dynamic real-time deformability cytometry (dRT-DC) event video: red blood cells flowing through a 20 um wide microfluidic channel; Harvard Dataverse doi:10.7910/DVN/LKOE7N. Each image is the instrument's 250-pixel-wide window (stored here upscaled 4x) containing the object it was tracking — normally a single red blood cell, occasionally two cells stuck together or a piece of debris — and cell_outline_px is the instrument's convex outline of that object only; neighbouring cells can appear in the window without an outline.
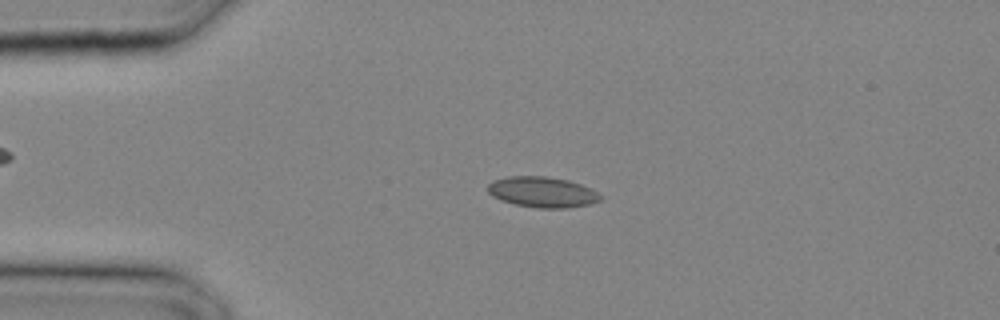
{"species": "common noctule bat (a hibernating species)", "species_latin": "Nyctalus noctula", "temperature_condition": "cold", "stored_images_in_passage": 28, "camera_frame_rate_fps": 3000, "um_per_image_px": 0.085, "animal": {"sex": "male", "body_mass_g": 20.4}, "frame": {"image": 1, "passage_image": 5, "time_ms": 1.333, "image_size_px": [1000, 320], "cell_outline_px": [[604, 200], [588, 204], [568, 208], [536, 208], [516, 204], [500, 200], [492, 196], [488, 192], [488, 184], [492, 180], [508, 176], [548, 176], [568, 180], [592, 188], [604, 196]], "centroid_in_image_um": [46.13, 16.32], "position_along_channel_um": 38.9, "area_um2": 20.4}}
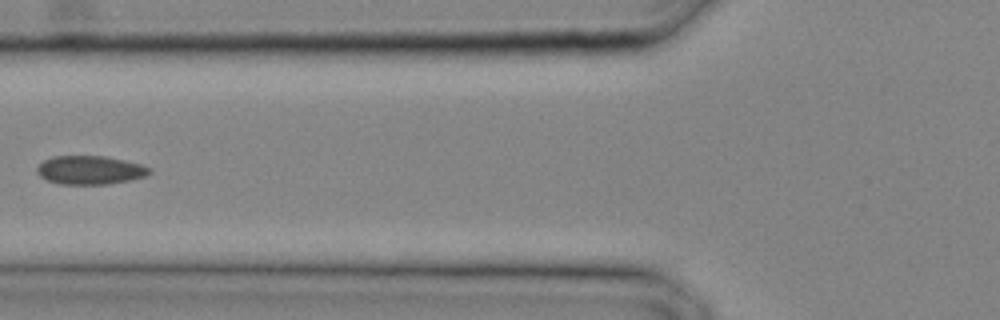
{"frame": {"image": 2, "passage_image": 10, "time_ms": 3.0, "image_size_px": [1000, 320], "cell_outline_px": [[152, 172], [144, 176], [128, 180], [108, 184], [60, 184], [48, 180], [40, 176], [36, 172], [36, 168], [44, 160], [52, 156], [104, 156], [124, 160], [140, 164], [152, 168]], "centroid_in_image_um": [7.64, 14.45], "position_along_channel_um": 118.2, "area_um2": 18.67}}
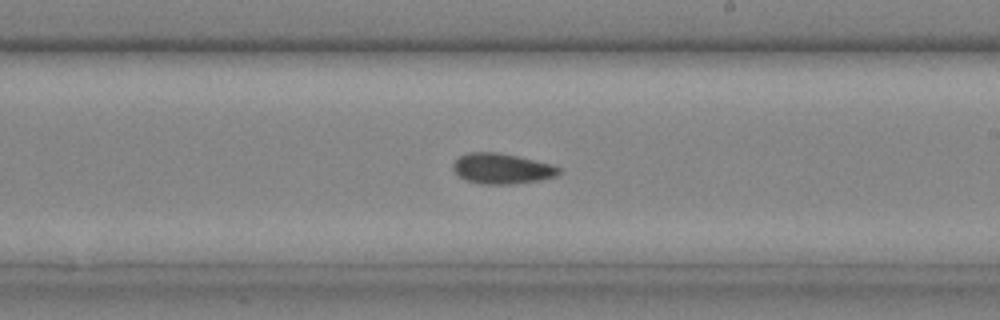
{"frame": {"image": 3, "passage_image": 16, "time_ms": 5.0, "image_size_px": [1000, 320], "cell_outline_px": [[564, 172], [556, 176], [540, 180], [508, 184], [484, 184], [468, 180], [460, 176], [452, 168], [452, 164], [460, 156], [468, 152], [500, 152], [552, 164], [560, 168]], "centroid_in_image_um": [42.7, 14.32], "position_along_channel_um": 246.3, "area_um2": 18.73}}